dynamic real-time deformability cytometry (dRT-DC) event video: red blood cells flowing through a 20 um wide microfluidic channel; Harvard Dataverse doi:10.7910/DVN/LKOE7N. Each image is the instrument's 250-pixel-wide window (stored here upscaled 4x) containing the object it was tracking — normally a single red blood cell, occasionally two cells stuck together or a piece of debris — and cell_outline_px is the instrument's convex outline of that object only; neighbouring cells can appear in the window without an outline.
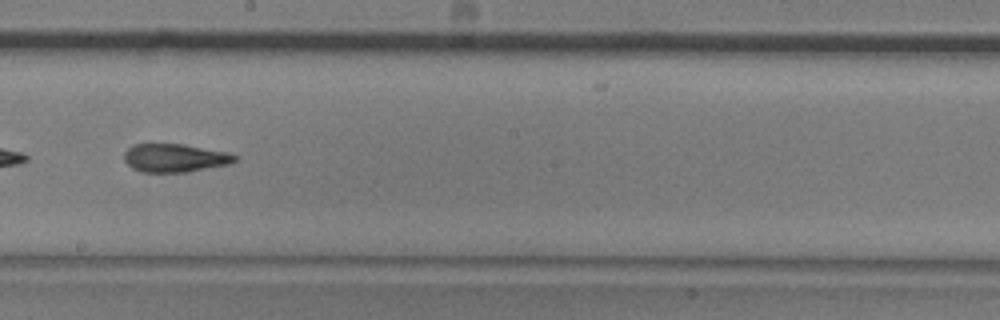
{"species": "common noctule bat (a hibernating species)", "species_latin": "Nyctalus noctula", "temperature_condition": "room temperature", "stored_images_in_passage": 46, "camera_frame_rate_fps": 3000, "um_per_image_px": 0.085, "animal": {"sex": "male", "body_mass_g": 20.5, "forearm_length_mm": 52.5}, "frame": {"image": 1, "passage_image": 26, "time_ms": 8.333, "image_size_px": [1000, 320], "cell_outline_px": [[236, 160], [228, 164], [188, 172], [140, 172], [132, 168], [124, 160], [124, 152], [132, 144], [184, 144], [228, 152], [236, 156]], "centroid_in_image_um": [14.83, 13.42], "position_along_channel_um": 233.4, "area_um2": 18.26}}